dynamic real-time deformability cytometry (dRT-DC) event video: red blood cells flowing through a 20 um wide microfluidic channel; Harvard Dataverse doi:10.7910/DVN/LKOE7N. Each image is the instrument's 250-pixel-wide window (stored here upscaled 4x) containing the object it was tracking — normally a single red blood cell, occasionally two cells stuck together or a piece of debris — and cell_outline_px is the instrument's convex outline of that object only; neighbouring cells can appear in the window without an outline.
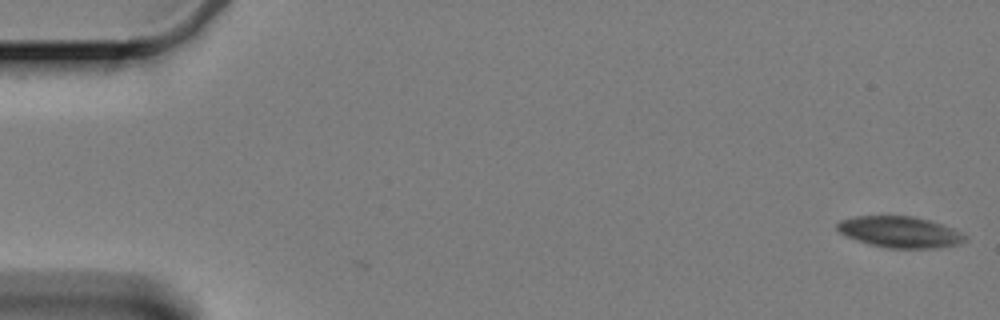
{"species": "Egyptian fruit bat (a non-hibernating species)", "species_latin": "Rousettus aegyptiacus", "temperature_condition": "cold", "stored_images_in_passage": 23, "camera_frame_rate_fps": 3000, "um_per_image_px": 0.085, "animal": {"sex": "female"}, "frame": {"image": 1, "passage_image": 1, "time_ms": 0.0, "image_size_px": [1000, 320], "cell_outline_px": [[964, 240], [956, 244], [932, 248], [888, 248], [868, 244], [848, 236], [840, 232], [836, 228], [836, 224], [840, 220], [856, 216], [912, 216], [928, 220], [952, 228], [964, 236]], "centroid_in_image_um": [76.41, 19.71], "position_along_channel_um": 8.6, "area_um2": 22.72}}
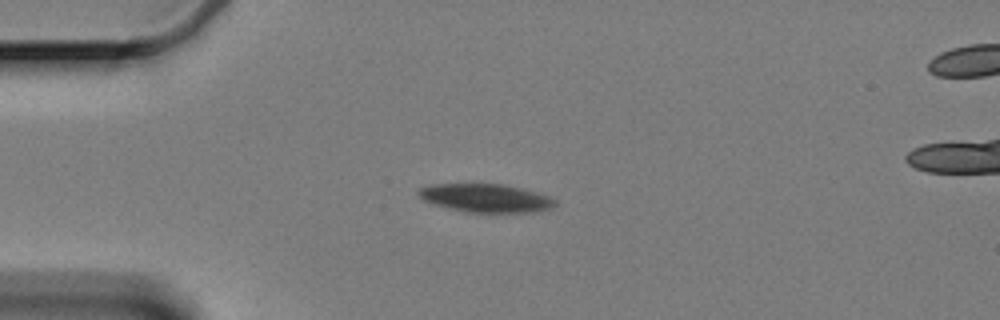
{"frame": {"image": 2, "passage_image": 15, "time_ms": 4.667, "image_size_px": [1000, 320], "cell_outline_px": [[556, 204], [552, 208], [532, 212], [464, 212], [448, 208], [424, 200], [416, 192], [420, 188], [428, 184], [504, 184], [536, 192], [548, 196], [556, 200]], "centroid_in_image_um": [41.28, 16.83], "position_along_channel_um": 43.7, "area_um2": 22.43}}
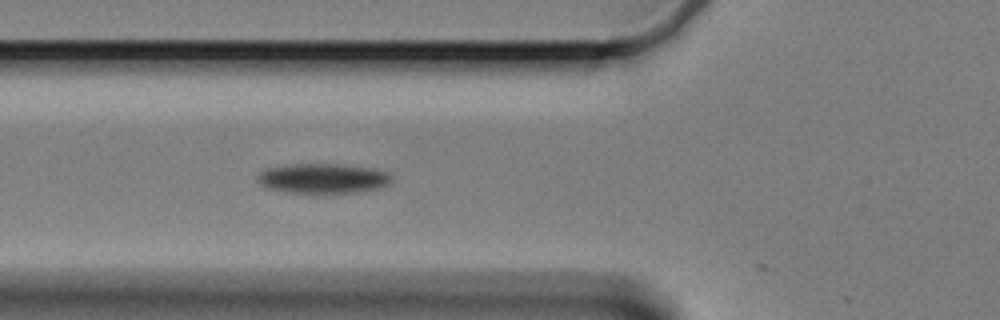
{"frame": {"image": 3, "passage_image": 22, "time_ms": 7.0, "image_size_px": [1000, 320], "cell_outline_px": [[392, 180], [388, 184], [380, 188], [336, 196], [316, 196], [284, 192], [268, 188], [260, 184], [256, 180], [256, 176], [260, 172], [268, 168], [288, 164], [336, 164], [372, 168], [388, 172], [392, 176]], "centroid_in_image_um": [27.44, 15.23], "position_along_channel_um": 98.4, "area_um2": 24.62}}